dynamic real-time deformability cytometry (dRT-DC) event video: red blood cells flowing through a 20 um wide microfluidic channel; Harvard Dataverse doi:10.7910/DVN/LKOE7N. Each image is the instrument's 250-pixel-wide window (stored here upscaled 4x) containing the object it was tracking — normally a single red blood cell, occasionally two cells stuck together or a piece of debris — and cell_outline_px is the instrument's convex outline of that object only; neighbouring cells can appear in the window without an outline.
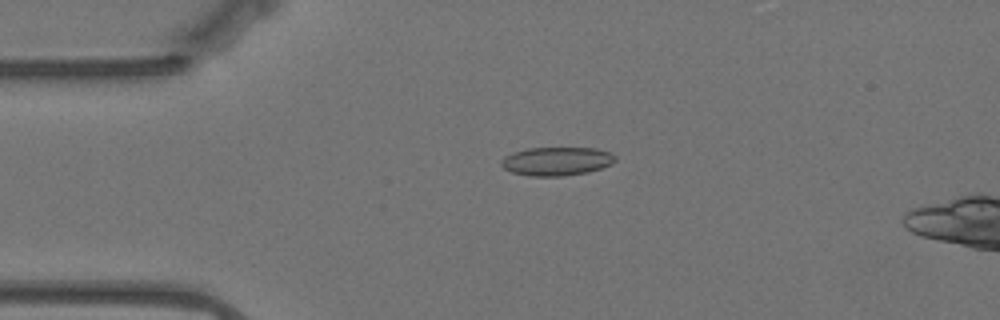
{"species": "Egyptian fruit bat (a non-hibernating species)", "species_latin": "Rousettus aegyptiacus", "temperature_condition": "warm", "stored_images_in_passage": 18, "camera_frame_rate_fps": 3000, "um_per_image_px": 0.085, "animal": {"sex": "female"}, "frame": {"image": 1, "passage_image": 13, "time_ms": 4.0, "image_size_px": [1000, 320], "cell_outline_px": [[616, 160], [612, 164], [588, 172], [564, 176], [528, 176], [512, 172], [504, 168], [500, 164], [500, 160], [504, 156], [512, 152], [528, 148], [596, 148], [612, 152], [616, 156]], "centroid_in_image_um": [47.31, 13.7], "position_along_channel_um": 37.7, "area_um2": 19.19}}